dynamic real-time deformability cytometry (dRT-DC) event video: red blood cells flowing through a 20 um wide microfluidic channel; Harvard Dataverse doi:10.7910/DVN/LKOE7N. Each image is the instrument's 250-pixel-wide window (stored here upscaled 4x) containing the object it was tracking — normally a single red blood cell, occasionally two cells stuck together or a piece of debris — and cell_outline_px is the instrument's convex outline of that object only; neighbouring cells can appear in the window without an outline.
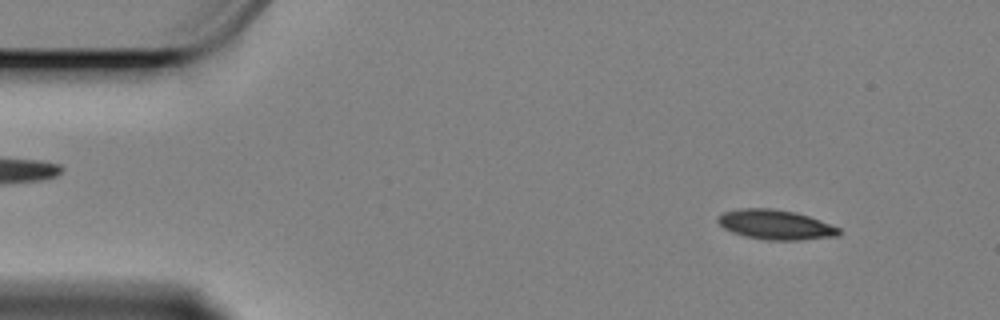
{"species": "Egyptian fruit bat (a non-hibernating species)", "species_latin": "Rousettus aegyptiacus", "temperature_condition": "cold", "stored_images_in_passage": 47, "camera_frame_rate_fps": 3000, "um_per_image_px": 0.085, "animal": {"sex": "female"}, "frame": {"image": 1, "passage_image": 5, "time_ms": 1.333, "image_size_px": [1000, 320], "cell_outline_px": [[840, 232], [836, 236], [800, 240], [768, 240], [748, 236], [732, 232], [724, 228], [716, 220], [724, 212], [740, 208], [772, 208], [796, 212], [820, 220], [840, 228]], "centroid_in_image_um": [65.93, 19.09], "position_along_channel_um": 19.1, "area_um2": 20.75}}
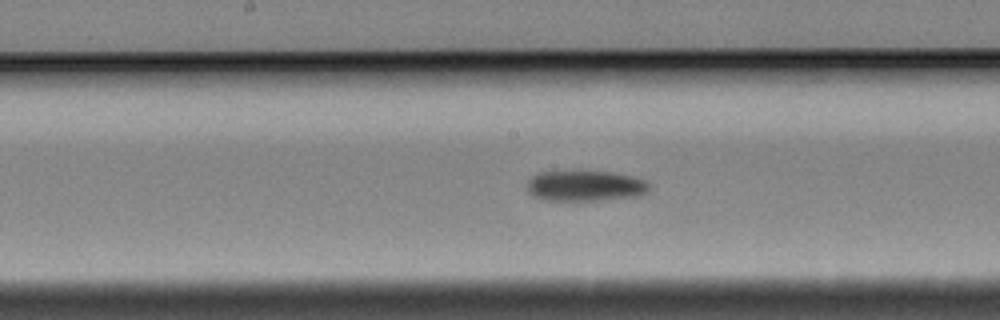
{"frame": {"image": 2, "passage_image": 28, "time_ms": 9.0, "image_size_px": [1000, 320], "cell_outline_px": [[648, 192], [640, 196], [600, 200], [540, 200], [532, 196], [528, 192], [528, 180], [536, 172], [612, 172], [632, 176], [644, 180], [648, 184]], "centroid_in_image_um": [49.72, 15.81], "position_along_channel_um": 198.5, "area_um2": 21.73}}
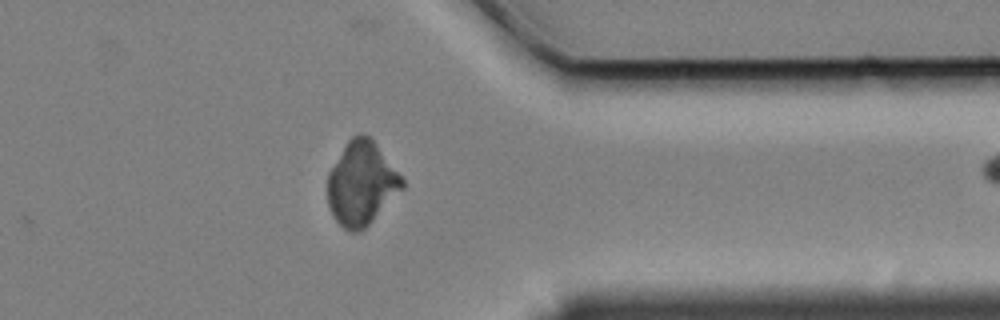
{"frame": {"image": 3, "passage_image": 46, "time_ms": 15.0, "image_size_px": [1000, 320], "cell_outline_px": [[404, 188], [360, 232], [348, 232], [332, 216], [328, 204], [328, 172], [348, 140], [352, 136], [360, 132], [368, 136], [372, 140], [404, 180]], "centroid_in_image_um": [30.7, 15.61], "position_along_channel_um": 380.7, "area_um2": 35.84}}